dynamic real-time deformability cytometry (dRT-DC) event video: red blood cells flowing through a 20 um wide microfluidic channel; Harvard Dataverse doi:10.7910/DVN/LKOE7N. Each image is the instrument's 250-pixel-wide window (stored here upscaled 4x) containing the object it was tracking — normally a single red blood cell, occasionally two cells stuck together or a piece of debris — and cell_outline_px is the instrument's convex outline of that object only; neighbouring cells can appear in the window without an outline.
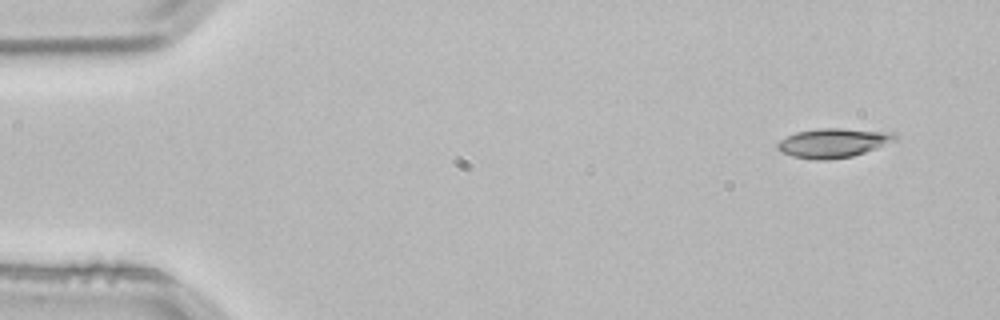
{"species": "common noctule bat (a hibernating species)", "species_latin": "Nyctalus noctula", "temperature_condition": "room temperature", "stored_images_in_passage": 4, "segment_of_instrument_passage": [1, 2], "camera_frame_rate_fps": 3000, "um_per_image_px": 0.085, "animal": {"sex": "male", "body_mass_g": 21.5, "forearm_length_mm": 52.0}, "frame": {"image": 1, "passage_image": 1, "time_ms": 0.0, "image_size_px": [1000, 320], "cell_outline_px": [[900, 140], [852, 156], [828, 160], [816, 160], [792, 156], [780, 152], [776, 148], [776, 144], [780, 140], [796, 132], [820, 128], [840, 128], [892, 132]], "centroid_in_image_um": [70.83, 12.15], "position_along_channel_um": 14.2, "area_um2": 20.11}}